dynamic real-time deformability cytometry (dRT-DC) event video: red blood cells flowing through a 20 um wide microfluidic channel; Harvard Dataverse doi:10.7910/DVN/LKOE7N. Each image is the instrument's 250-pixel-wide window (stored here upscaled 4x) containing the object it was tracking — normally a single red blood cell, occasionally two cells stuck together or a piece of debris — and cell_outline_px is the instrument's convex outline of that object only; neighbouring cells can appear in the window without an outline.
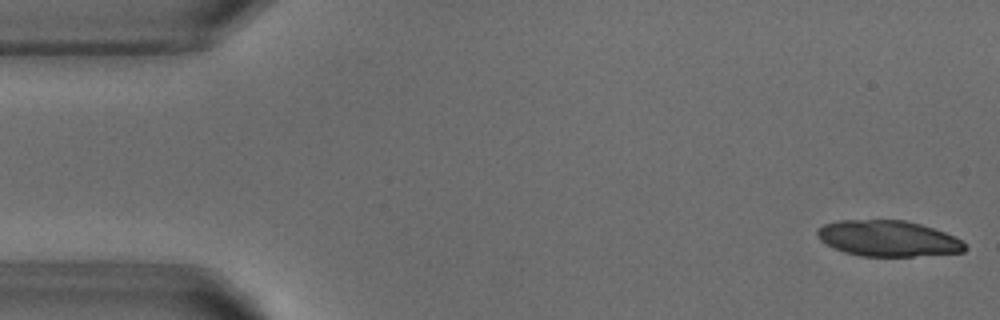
{"species": "common noctule bat (a hibernating species)", "species_latin": "Nyctalus noctula", "temperature_condition": "warm", "stored_images_in_passage": 51, "segment_of_instrument_passage": [1, 2], "camera_frame_rate_fps": 3000, "um_per_image_px": 0.085, "animal": {"sex": "male", "body_mass_g": 18.8}, "frame": {"image": 1, "passage_image": 1, "time_ms": 0.0, "image_size_px": [1000, 320], "cell_outline_px": [[968, 248], [964, 252], [912, 256], [860, 256], [844, 252], [820, 240], [816, 236], [816, 232], [824, 224], [840, 220], [904, 220], [920, 224], [944, 232], [960, 240]], "centroid_in_image_um": [75.47, 20.27], "position_along_channel_um": 9.5, "area_um2": 30.58}}